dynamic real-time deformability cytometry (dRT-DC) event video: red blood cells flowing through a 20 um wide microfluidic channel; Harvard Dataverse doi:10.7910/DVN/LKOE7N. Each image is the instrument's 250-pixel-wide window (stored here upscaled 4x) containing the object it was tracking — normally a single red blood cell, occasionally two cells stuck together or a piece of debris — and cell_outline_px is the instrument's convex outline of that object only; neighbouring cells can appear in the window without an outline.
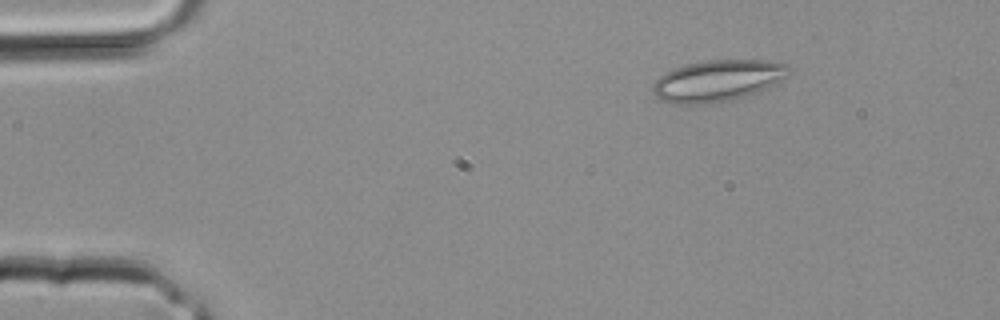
{"species": "common noctule bat (a hibernating species)", "species_latin": "Nyctalus noctula", "temperature_condition": "room temperature", "stored_images_in_passage": 3, "segment_of_instrument_passage": [1, 2], "camera_frame_rate_fps": 3000, "um_per_image_px": 0.085, "animal": {"sex": "male", "body_mass_g": 20.4}, "frame": {"image": 1, "passage_image": 1, "time_ms": 0.0, "image_size_px": [1000, 320], "cell_outline_px": [[792, 72], [788, 76], [768, 88], [756, 92], [728, 100], [704, 104], [672, 104], [660, 100], [652, 92], [652, 84], [660, 76], [676, 68], [688, 64], [708, 60], [764, 60], [788, 64], [792, 68]], "centroid_in_image_um": [61.02, 6.86], "position_along_channel_um": 24.0, "area_um2": 32.77}}